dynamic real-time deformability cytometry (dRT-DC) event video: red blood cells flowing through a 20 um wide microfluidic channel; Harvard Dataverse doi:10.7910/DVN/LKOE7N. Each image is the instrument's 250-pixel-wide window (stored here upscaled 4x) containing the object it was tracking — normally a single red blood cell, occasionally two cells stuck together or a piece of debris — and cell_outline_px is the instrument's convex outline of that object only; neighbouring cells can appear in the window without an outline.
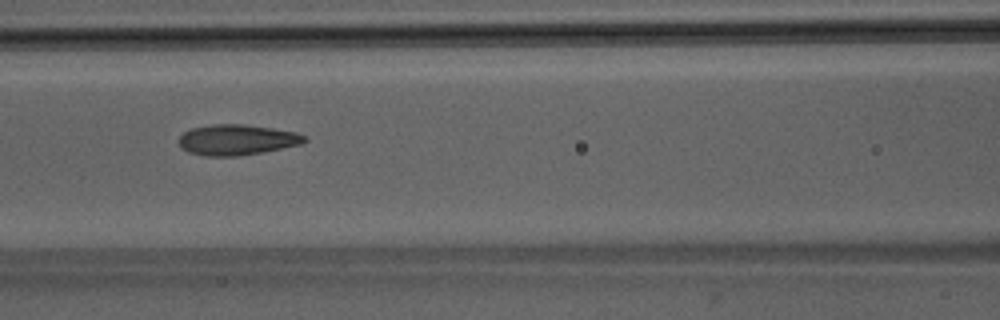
{"species": "Egyptian fruit bat (a non-hibernating species)", "species_latin": "Rousettus aegyptiacus", "temperature_condition": "room temperature", "stored_images_in_passage": 51, "camera_frame_rate_fps": 3000, "um_per_image_px": 0.085, "animal": {"sex": "male"}, "frame": {"image": 1, "passage_image": 23, "time_ms": 7.333, "image_size_px": [1000, 320], "cell_outline_px": [[308, 140], [300, 144], [260, 152], [236, 156], [204, 156], [188, 152], [180, 148], [180, 136], [184, 132], [192, 128], [212, 124], [244, 124], [272, 128], [296, 132], [304, 136]], "centroid_in_image_um": [20.1, 11.88], "position_along_channel_um": 146.5, "area_um2": 22.2}}
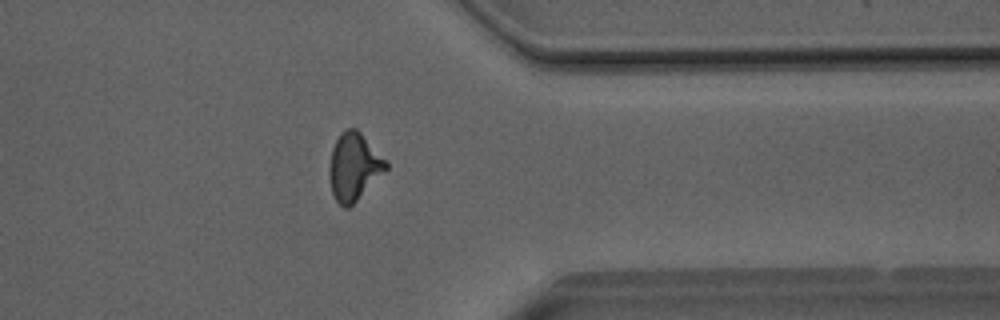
{"frame": {"image": 2, "passage_image": 41, "time_ms": 13.333, "image_size_px": [1000, 320], "cell_outline_px": [[388, 168], [348, 208], [344, 208], [336, 200], [332, 192], [328, 168], [332, 148], [340, 132], [348, 128], [356, 128], [388, 160]], "centroid_in_image_um": [30.08, 14.14], "position_along_channel_um": 381.3, "area_um2": 22.14}}
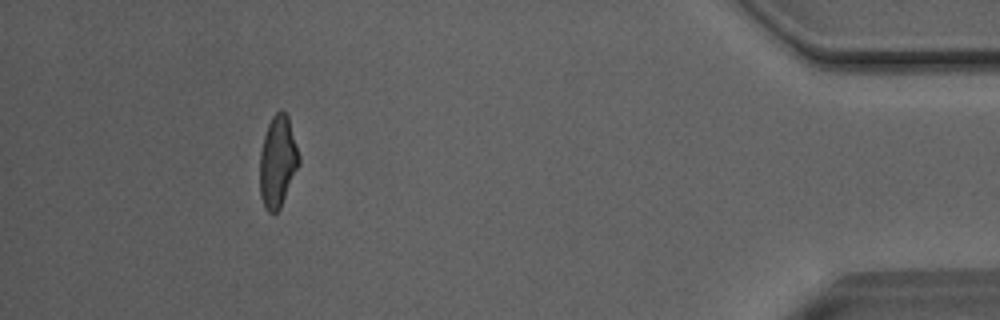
{"frame": {"image": 3, "passage_image": 47, "time_ms": 15.333, "image_size_px": [1000, 320], "cell_outline_px": [[300, 164], [280, 208], [276, 212], [268, 212], [264, 208], [260, 196], [260, 152], [264, 136], [268, 124], [272, 116], [280, 108], [288, 116], [300, 156]], "centroid_in_image_um": [23.61, 13.73], "position_along_channel_um": 411.6, "area_um2": 20.98}, "authors_computed_cell_mechanics": {"area_um2": 21.9062, "velocity_mm_per_s": 4.0583, "shape_relaxation_time_tau1_ms": 6.8706, "shape_relaxation_time_tau2_ms": 1.4034, "deformation_change_tau1": 0.1998, "deformation_change_tau2": 0.0876}}